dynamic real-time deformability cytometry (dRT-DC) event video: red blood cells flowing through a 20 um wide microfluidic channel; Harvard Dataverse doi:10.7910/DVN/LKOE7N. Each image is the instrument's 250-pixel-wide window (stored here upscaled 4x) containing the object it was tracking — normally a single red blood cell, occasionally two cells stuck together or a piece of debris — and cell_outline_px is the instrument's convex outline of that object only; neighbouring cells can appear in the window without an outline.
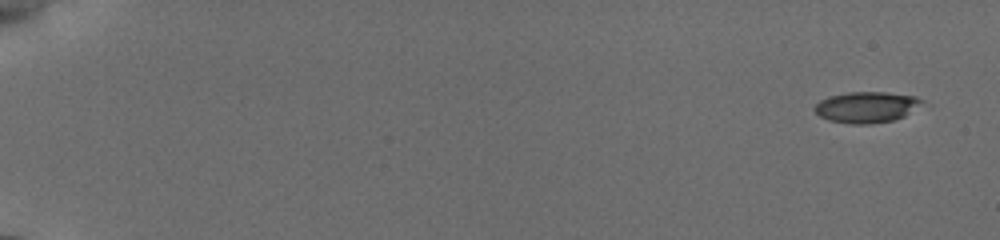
{"species": "common noctule bat (a hibernating species)", "species_latin": "Nyctalus noctula", "temperature_condition": "cold", "stored_images_in_passage": 5, "camera_frame_rate_fps": 3000, "um_per_image_px": 0.085, "animal": {"sex": "female", "body_mass_g": 19.5, "forearm_length_mm": 54.1}, "frame": {"image": 1, "passage_image": 1, "time_ms": 0.0, "image_size_px": [1000, 240], "cell_outline_px": [[924, 100], [904, 116], [892, 120], [868, 124], [852, 124], [828, 120], [820, 116], [812, 108], [820, 100], [828, 96], [848, 92], [888, 92], [916, 96]], "centroid_in_image_um": [73.6, 9.1], "position_along_channel_um": 11.4, "area_um2": 19.25}}